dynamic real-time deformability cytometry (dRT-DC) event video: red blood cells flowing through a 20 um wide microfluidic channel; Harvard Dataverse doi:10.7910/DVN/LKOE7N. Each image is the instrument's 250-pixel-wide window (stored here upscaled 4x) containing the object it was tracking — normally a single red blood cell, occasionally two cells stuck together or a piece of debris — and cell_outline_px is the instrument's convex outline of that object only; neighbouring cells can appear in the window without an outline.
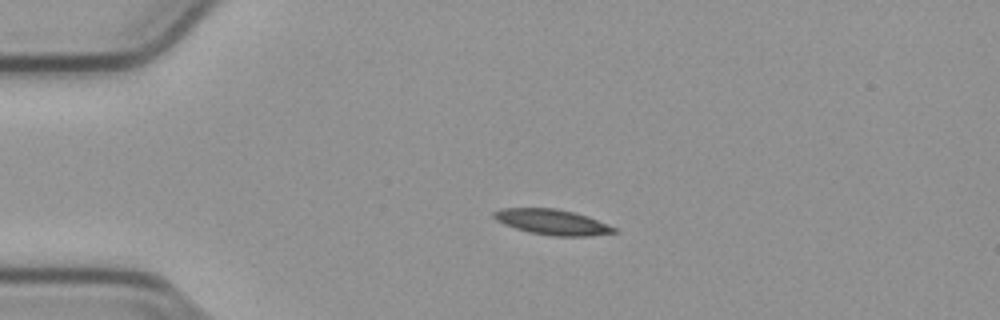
{"species": "common noctule bat (a hibernating species)", "species_latin": "Nyctalus noctula", "temperature_condition": "cold", "stored_images_in_passage": 54, "camera_frame_rate_fps": 3000, "um_per_image_px": 0.085, "animal": {"sex": "male", "body_mass_g": 23.1, "forearm_length_mm": 52.7}, "frame": {"image": 1, "passage_image": 12, "time_ms": 3.667, "image_size_px": [1000, 320], "cell_outline_px": [[616, 232], [588, 236], [552, 236], [528, 232], [504, 224], [496, 220], [492, 216], [492, 212], [500, 208], [556, 208], [588, 216], [616, 228]], "centroid_in_image_um": [46.89, 18.87], "position_along_channel_um": 38.1, "area_um2": 17.74}}
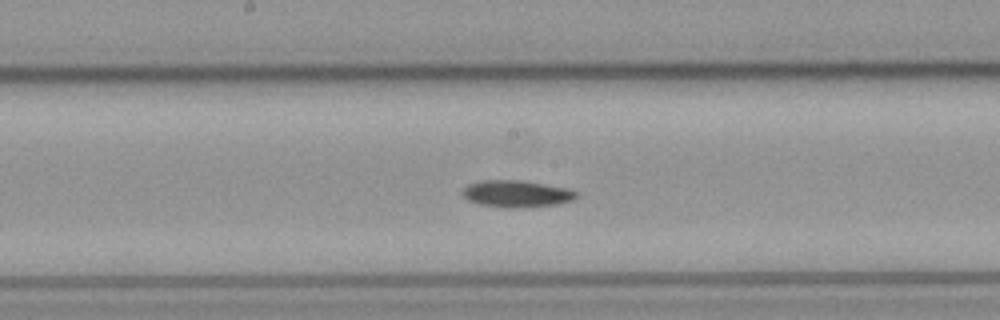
{"frame": {"image": 2, "passage_image": 28, "time_ms": 9.0, "image_size_px": [1000, 320], "cell_outline_px": [[576, 196], [572, 200], [556, 204], [520, 208], [504, 208], [480, 204], [468, 200], [460, 192], [468, 184], [480, 180], [524, 180], [568, 188], [576, 192]], "centroid_in_image_um": [43.87, 16.46], "position_along_channel_um": 204.3, "area_um2": 17.92}}
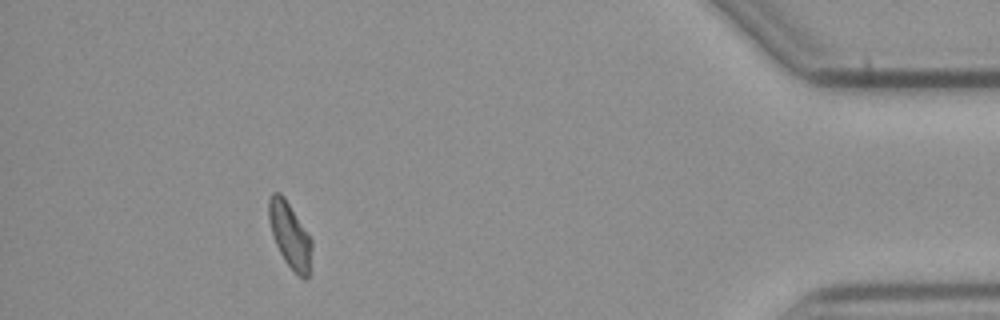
{"frame": {"image": 3, "passage_image": 49, "time_ms": 16.0, "image_size_px": [1000, 320], "cell_outline_px": [[312, 248], [308, 276], [304, 280], [284, 260], [276, 244], [272, 232], [268, 216], [268, 200], [272, 192], [280, 192], [284, 196], [312, 240]], "centroid_in_image_um": [24.63, 19.95], "position_along_channel_um": 410.6, "area_um2": 16.07}}